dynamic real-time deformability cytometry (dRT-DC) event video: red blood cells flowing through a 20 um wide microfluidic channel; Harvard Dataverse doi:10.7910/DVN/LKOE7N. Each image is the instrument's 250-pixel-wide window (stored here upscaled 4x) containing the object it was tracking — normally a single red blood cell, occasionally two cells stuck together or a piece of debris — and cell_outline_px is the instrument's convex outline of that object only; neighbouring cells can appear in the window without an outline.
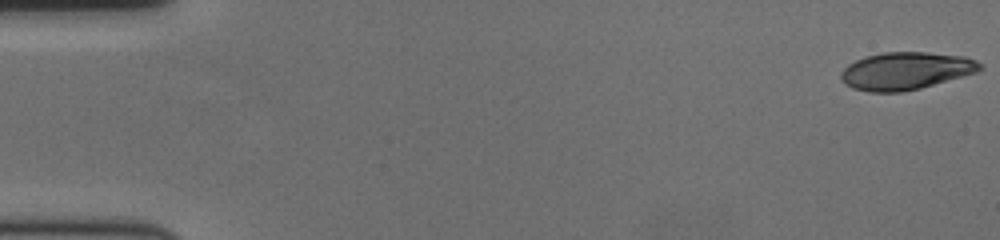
{"species": "human", "species_latin": "Homo sapiens", "temperature_condition": "cold", "stored_images_in_passage": 59, "camera_frame_rate_fps": 3000, "um_per_image_px": 0.085, "donor": {"sex": "female"}, "frame": {"image": 1, "passage_image": 1, "time_ms": 0.0, "image_size_px": [1000, 240], "cell_outline_px": [[980, 68], [976, 72], [920, 88], [900, 92], [868, 92], [852, 88], [844, 84], [840, 76], [840, 72], [848, 64], [856, 60], [868, 56], [884, 52], [928, 52], [964, 56], [976, 60], [980, 64]], "centroid_in_image_um": [76.94, 6.02], "position_along_channel_um": 8.1, "area_um2": 30.17}}
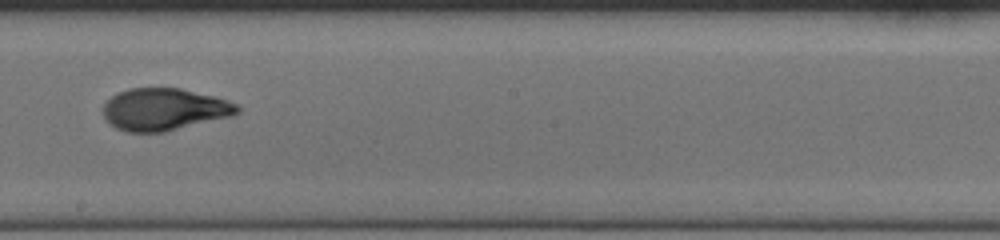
{"frame": {"image": 2, "passage_image": 34, "time_ms": 11.0, "image_size_px": [1000, 240], "cell_outline_px": [[240, 112], [228, 116], [164, 132], [128, 132], [116, 128], [104, 116], [104, 104], [116, 92], [128, 88], [180, 88], [212, 96], [236, 104], [240, 108]], "centroid_in_image_um": [13.91, 9.29], "position_along_channel_um": 234.3, "area_um2": 32.37}}
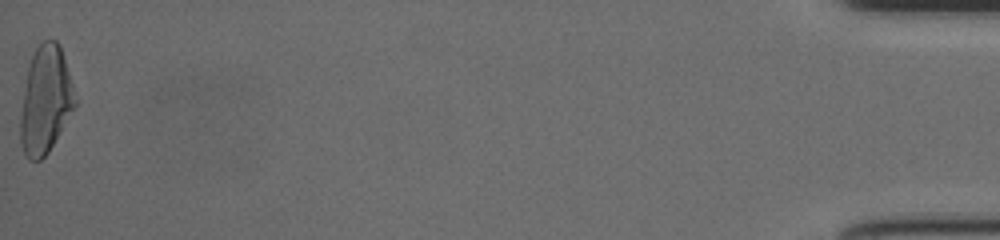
{"frame": {"image": 3, "passage_image": 59, "time_ms": 19.333, "image_size_px": [1000, 240], "cell_outline_px": [[76, 104], [48, 152], [40, 160], [28, 160], [20, 144], [20, 120], [24, 92], [28, 68], [32, 56], [36, 48], [44, 40], [56, 40], [60, 44], [72, 84], [76, 100]], "centroid_in_image_um": [3.86, 8.51], "position_along_channel_um": 431.3, "area_um2": 33.47}, "authors_computed_cell_mechanics": {"area_um2": 32.4836, "velocity_mm_per_s": 3.5713, "shape_relaxation_time_tau1_ms": 5.2865, "shape_relaxation_time_tau2_ms": 1.4353, "deformation_change_tau1": 0.1997, "deformation_change_tau2": 0.0672}}